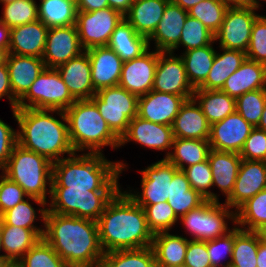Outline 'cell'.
<instances>
[{
  "mask_svg": "<svg viewBox=\"0 0 266 267\" xmlns=\"http://www.w3.org/2000/svg\"><path fill=\"white\" fill-rule=\"evenodd\" d=\"M43 239L69 267H100L97 221L46 211Z\"/></svg>",
  "mask_w": 266,
  "mask_h": 267,
  "instance_id": "obj_1",
  "label": "cell"
},
{
  "mask_svg": "<svg viewBox=\"0 0 266 267\" xmlns=\"http://www.w3.org/2000/svg\"><path fill=\"white\" fill-rule=\"evenodd\" d=\"M97 226L104 253L152 245L154 234L148 227L145 211L123 187L108 202Z\"/></svg>",
  "mask_w": 266,
  "mask_h": 267,
  "instance_id": "obj_2",
  "label": "cell"
},
{
  "mask_svg": "<svg viewBox=\"0 0 266 267\" xmlns=\"http://www.w3.org/2000/svg\"><path fill=\"white\" fill-rule=\"evenodd\" d=\"M11 112L18 125L17 143L23 148L44 156L52 163L75 153L64 111L23 108L12 109Z\"/></svg>",
  "mask_w": 266,
  "mask_h": 267,
  "instance_id": "obj_3",
  "label": "cell"
},
{
  "mask_svg": "<svg viewBox=\"0 0 266 267\" xmlns=\"http://www.w3.org/2000/svg\"><path fill=\"white\" fill-rule=\"evenodd\" d=\"M128 167L123 160L110 161L104 154L74 153L53 163L51 187L120 190V176Z\"/></svg>",
  "mask_w": 266,
  "mask_h": 267,
  "instance_id": "obj_4",
  "label": "cell"
},
{
  "mask_svg": "<svg viewBox=\"0 0 266 267\" xmlns=\"http://www.w3.org/2000/svg\"><path fill=\"white\" fill-rule=\"evenodd\" d=\"M69 138L75 153L103 154L105 147L119 149L120 139L112 132L91 99L76 100L65 111Z\"/></svg>",
  "mask_w": 266,
  "mask_h": 267,
  "instance_id": "obj_5",
  "label": "cell"
},
{
  "mask_svg": "<svg viewBox=\"0 0 266 267\" xmlns=\"http://www.w3.org/2000/svg\"><path fill=\"white\" fill-rule=\"evenodd\" d=\"M1 173L19 184L29 197L49 202L53 163L44 156L25 149L17 143Z\"/></svg>",
  "mask_w": 266,
  "mask_h": 267,
  "instance_id": "obj_6",
  "label": "cell"
},
{
  "mask_svg": "<svg viewBox=\"0 0 266 267\" xmlns=\"http://www.w3.org/2000/svg\"><path fill=\"white\" fill-rule=\"evenodd\" d=\"M179 221L185 235L191 236L190 240L206 242L225 236L235 228L236 211L224 202L206 200L198 208L181 216ZM228 223L233 225L229 227Z\"/></svg>",
  "mask_w": 266,
  "mask_h": 267,
  "instance_id": "obj_7",
  "label": "cell"
},
{
  "mask_svg": "<svg viewBox=\"0 0 266 267\" xmlns=\"http://www.w3.org/2000/svg\"><path fill=\"white\" fill-rule=\"evenodd\" d=\"M118 191L51 187L47 211L97 221Z\"/></svg>",
  "mask_w": 266,
  "mask_h": 267,
  "instance_id": "obj_8",
  "label": "cell"
},
{
  "mask_svg": "<svg viewBox=\"0 0 266 267\" xmlns=\"http://www.w3.org/2000/svg\"><path fill=\"white\" fill-rule=\"evenodd\" d=\"M138 99L119 85L102 88L91 98L119 139L126 133L130 121L138 115Z\"/></svg>",
  "mask_w": 266,
  "mask_h": 267,
  "instance_id": "obj_9",
  "label": "cell"
},
{
  "mask_svg": "<svg viewBox=\"0 0 266 267\" xmlns=\"http://www.w3.org/2000/svg\"><path fill=\"white\" fill-rule=\"evenodd\" d=\"M76 100L55 68H46L18 101L17 109H56L65 111Z\"/></svg>",
  "mask_w": 266,
  "mask_h": 267,
  "instance_id": "obj_10",
  "label": "cell"
},
{
  "mask_svg": "<svg viewBox=\"0 0 266 267\" xmlns=\"http://www.w3.org/2000/svg\"><path fill=\"white\" fill-rule=\"evenodd\" d=\"M137 171L141 175L139 190H142L127 187L124 191L138 205H154L167 201L170 196V182L178 169L166 158H162Z\"/></svg>",
  "mask_w": 266,
  "mask_h": 267,
  "instance_id": "obj_11",
  "label": "cell"
},
{
  "mask_svg": "<svg viewBox=\"0 0 266 267\" xmlns=\"http://www.w3.org/2000/svg\"><path fill=\"white\" fill-rule=\"evenodd\" d=\"M123 20L124 16L110 7L93 12L77 11L75 25L82 48L107 46L111 34Z\"/></svg>",
  "mask_w": 266,
  "mask_h": 267,
  "instance_id": "obj_12",
  "label": "cell"
},
{
  "mask_svg": "<svg viewBox=\"0 0 266 267\" xmlns=\"http://www.w3.org/2000/svg\"><path fill=\"white\" fill-rule=\"evenodd\" d=\"M258 10L250 7H231L225 12L220 29L215 33L218 47L247 51L253 23L260 15Z\"/></svg>",
  "mask_w": 266,
  "mask_h": 267,
  "instance_id": "obj_13",
  "label": "cell"
},
{
  "mask_svg": "<svg viewBox=\"0 0 266 267\" xmlns=\"http://www.w3.org/2000/svg\"><path fill=\"white\" fill-rule=\"evenodd\" d=\"M152 90L193 98L195 89L189 83L180 54L160 52Z\"/></svg>",
  "mask_w": 266,
  "mask_h": 267,
  "instance_id": "obj_14",
  "label": "cell"
},
{
  "mask_svg": "<svg viewBox=\"0 0 266 267\" xmlns=\"http://www.w3.org/2000/svg\"><path fill=\"white\" fill-rule=\"evenodd\" d=\"M172 126L154 123L135 116L129 123L126 133L120 138L119 148L128 143L139 144L140 147L164 152L166 158L173 143Z\"/></svg>",
  "mask_w": 266,
  "mask_h": 267,
  "instance_id": "obj_15",
  "label": "cell"
},
{
  "mask_svg": "<svg viewBox=\"0 0 266 267\" xmlns=\"http://www.w3.org/2000/svg\"><path fill=\"white\" fill-rule=\"evenodd\" d=\"M150 50L123 62L119 86L138 97L149 93L153 87L160 51Z\"/></svg>",
  "mask_w": 266,
  "mask_h": 267,
  "instance_id": "obj_16",
  "label": "cell"
},
{
  "mask_svg": "<svg viewBox=\"0 0 266 267\" xmlns=\"http://www.w3.org/2000/svg\"><path fill=\"white\" fill-rule=\"evenodd\" d=\"M84 51L76 25L52 27L48 29L42 59L46 68H56Z\"/></svg>",
  "mask_w": 266,
  "mask_h": 267,
  "instance_id": "obj_17",
  "label": "cell"
},
{
  "mask_svg": "<svg viewBox=\"0 0 266 267\" xmlns=\"http://www.w3.org/2000/svg\"><path fill=\"white\" fill-rule=\"evenodd\" d=\"M253 129L254 127L235 111L211 125L208 141L213 150L240 153Z\"/></svg>",
  "mask_w": 266,
  "mask_h": 267,
  "instance_id": "obj_18",
  "label": "cell"
},
{
  "mask_svg": "<svg viewBox=\"0 0 266 267\" xmlns=\"http://www.w3.org/2000/svg\"><path fill=\"white\" fill-rule=\"evenodd\" d=\"M266 189V162L242 159L231 195L224 200L235 211L248 199Z\"/></svg>",
  "mask_w": 266,
  "mask_h": 267,
  "instance_id": "obj_19",
  "label": "cell"
},
{
  "mask_svg": "<svg viewBox=\"0 0 266 267\" xmlns=\"http://www.w3.org/2000/svg\"><path fill=\"white\" fill-rule=\"evenodd\" d=\"M91 63V80L96 91L119 85L123 60L108 46L85 50Z\"/></svg>",
  "mask_w": 266,
  "mask_h": 267,
  "instance_id": "obj_20",
  "label": "cell"
},
{
  "mask_svg": "<svg viewBox=\"0 0 266 267\" xmlns=\"http://www.w3.org/2000/svg\"><path fill=\"white\" fill-rule=\"evenodd\" d=\"M185 100L183 96L151 90L139 97L137 116L147 121L172 126Z\"/></svg>",
  "mask_w": 266,
  "mask_h": 267,
  "instance_id": "obj_21",
  "label": "cell"
},
{
  "mask_svg": "<svg viewBox=\"0 0 266 267\" xmlns=\"http://www.w3.org/2000/svg\"><path fill=\"white\" fill-rule=\"evenodd\" d=\"M55 69L75 100L91 99L96 94L91 80V63L86 51Z\"/></svg>",
  "mask_w": 266,
  "mask_h": 267,
  "instance_id": "obj_22",
  "label": "cell"
},
{
  "mask_svg": "<svg viewBox=\"0 0 266 267\" xmlns=\"http://www.w3.org/2000/svg\"><path fill=\"white\" fill-rule=\"evenodd\" d=\"M187 16L188 11L170 0L156 30L148 38L149 48H152L151 45L154 44L153 49L160 52H170L179 43Z\"/></svg>",
  "mask_w": 266,
  "mask_h": 267,
  "instance_id": "obj_23",
  "label": "cell"
},
{
  "mask_svg": "<svg viewBox=\"0 0 266 267\" xmlns=\"http://www.w3.org/2000/svg\"><path fill=\"white\" fill-rule=\"evenodd\" d=\"M6 65L11 89L18 101L28 92L36 78L46 69L43 59L35 56L8 54Z\"/></svg>",
  "mask_w": 266,
  "mask_h": 267,
  "instance_id": "obj_24",
  "label": "cell"
},
{
  "mask_svg": "<svg viewBox=\"0 0 266 267\" xmlns=\"http://www.w3.org/2000/svg\"><path fill=\"white\" fill-rule=\"evenodd\" d=\"M210 123L194 98L185 100L172 123L173 137L209 140Z\"/></svg>",
  "mask_w": 266,
  "mask_h": 267,
  "instance_id": "obj_25",
  "label": "cell"
},
{
  "mask_svg": "<svg viewBox=\"0 0 266 267\" xmlns=\"http://www.w3.org/2000/svg\"><path fill=\"white\" fill-rule=\"evenodd\" d=\"M48 29L40 20L12 28L8 54L42 58Z\"/></svg>",
  "mask_w": 266,
  "mask_h": 267,
  "instance_id": "obj_26",
  "label": "cell"
},
{
  "mask_svg": "<svg viewBox=\"0 0 266 267\" xmlns=\"http://www.w3.org/2000/svg\"><path fill=\"white\" fill-rule=\"evenodd\" d=\"M266 88V65L247 59L231 74L221 91L230 97L239 96L253 90Z\"/></svg>",
  "mask_w": 266,
  "mask_h": 267,
  "instance_id": "obj_27",
  "label": "cell"
},
{
  "mask_svg": "<svg viewBox=\"0 0 266 267\" xmlns=\"http://www.w3.org/2000/svg\"><path fill=\"white\" fill-rule=\"evenodd\" d=\"M208 161L212 171V188H218L226 200L234 188L242 158L239 153L211 149Z\"/></svg>",
  "mask_w": 266,
  "mask_h": 267,
  "instance_id": "obj_28",
  "label": "cell"
},
{
  "mask_svg": "<svg viewBox=\"0 0 266 267\" xmlns=\"http://www.w3.org/2000/svg\"><path fill=\"white\" fill-rule=\"evenodd\" d=\"M170 0H136L133 1L124 19L135 31L149 38L156 30Z\"/></svg>",
  "mask_w": 266,
  "mask_h": 267,
  "instance_id": "obj_29",
  "label": "cell"
},
{
  "mask_svg": "<svg viewBox=\"0 0 266 267\" xmlns=\"http://www.w3.org/2000/svg\"><path fill=\"white\" fill-rule=\"evenodd\" d=\"M32 203L37 204V206L39 207L35 208V205H33ZM46 211L47 203L45 201L36 197H28L24 201L18 203L15 207L4 212L0 216V219L6 225L31 229L42 239L44 235V221ZM39 220L41 223L43 222L41 226L35 224Z\"/></svg>",
  "mask_w": 266,
  "mask_h": 267,
  "instance_id": "obj_30",
  "label": "cell"
},
{
  "mask_svg": "<svg viewBox=\"0 0 266 267\" xmlns=\"http://www.w3.org/2000/svg\"><path fill=\"white\" fill-rule=\"evenodd\" d=\"M189 237L168 232L154 234L152 249L155 255L156 266L184 265L185 254Z\"/></svg>",
  "mask_w": 266,
  "mask_h": 267,
  "instance_id": "obj_31",
  "label": "cell"
},
{
  "mask_svg": "<svg viewBox=\"0 0 266 267\" xmlns=\"http://www.w3.org/2000/svg\"><path fill=\"white\" fill-rule=\"evenodd\" d=\"M246 58V52L219 47L206 80L196 89L221 90L227 78L239 69Z\"/></svg>",
  "mask_w": 266,
  "mask_h": 267,
  "instance_id": "obj_32",
  "label": "cell"
},
{
  "mask_svg": "<svg viewBox=\"0 0 266 267\" xmlns=\"http://www.w3.org/2000/svg\"><path fill=\"white\" fill-rule=\"evenodd\" d=\"M107 46L123 61L137 58L149 49L148 38L138 34L125 19L115 28Z\"/></svg>",
  "mask_w": 266,
  "mask_h": 267,
  "instance_id": "obj_33",
  "label": "cell"
},
{
  "mask_svg": "<svg viewBox=\"0 0 266 267\" xmlns=\"http://www.w3.org/2000/svg\"><path fill=\"white\" fill-rule=\"evenodd\" d=\"M2 249L7 262H18L41 238L31 229L6 225L1 220Z\"/></svg>",
  "mask_w": 266,
  "mask_h": 267,
  "instance_id": "obj_34",
  "label": "cell"
},
{
  "mask_svg": "<svg viewBox=\"0 0 266 267\" xmlns=\"http://www.w3.org/2000/svg\"><path fill=\"white\" fill-rule=\"evenodd\" d=\"M211 146L208 140L173 138L170 154L166 159L178 170L208 159Z\"/></svg>",
  "mask_w": 266,
  "mask_h": 267,
  "instance_id": "obj_35",
  "label": "cell"
},
{
  "mask_svg": "<svg viewBox=\"0 0 266 267\" xmlns=\"http://www.w3.org/2000/svg\"><path fill=\"white\" fill-rule=\"evenodd\" d=\"M193 98L202 108L210 125L220 122L236 111V99L221 90L195 89Z\"/></svg>",
  "mask_w": 266,
  "mask_h": 267,
  "instance_id": "obj_36",
  "label": "cell"
},
{
  "mask_svg": "<svg viewBox=\"0 0 266 267\" xmlns=\"http://www.w3.org/2000/svg\"><path fill=\"white\" fill-rule=\"evenodd\" d=\"M215 41L200 48L190 49L181 52L180 56L183 59L186 75L189 83L194 89L198 88L207 78L212 67L216 49L214 48Z\"/></svg>",
  "mask_w": 266,
  "mask_h": 267,
  "instance_id": "obj_37",
  "label": "cell"
},
{
  "mask_svg": "<svg viewBox=\"0 0 266 267\" xmlns=\"http://www.w3.org/2000/svg\"><path fill=\"white\" fill-rule=\"evenodd\" d=\"M39 2L38 20L48 28L76 24V0H40Z\"/></svg>",
  "mask_w": 266,
  "mask_h": 267,
  "instance_id": "obj_38",
  "label": "cell"
},
{
  "mask_svg": "<svg viewBox=\"0 0 266 267\" xmlns=\"http://www.w3.org/2000/svg\"><path fill=\"white\" fill-rule=\"evenodd\" d=\"M266 225V189L248 199L236 210V226L257 232Z\"/></svg>",
  "mask_w": 266,
  "mask_h": 267,
  "instance_id": "obj_39",
  "label": "cell"
},
{
  "mask_svg": "<svg viewBox=\"0 0 266 267\" xmlns=\"http://www.w3.org/2000/svg\"><path fill=\"white\" fill-rule=\"evenodd\" d=\"M259 234L235 226L231 265L233 267H257Z\"/></svg>",
  "mask_w": 266,
  "mask_h": 267,
  "instance_id": "obj_40",
  "label": "cell"
},
{
  "mask_svg": "<svg viewBox=\"0 0 266 267\" xmlns=\"http://www.w3.org/2000/svg\"><path fill=\"white\" fill-rule=\"evenodd\" d=\"M100 267H156L151 246L104 253Z\"/></svg>",
  "mask_w": 266,
  "mask_h": 267,
  "instance_id": "obj_41",
  "label": "cell"
},
{
  "mask_svg": "<svg viewBox=\"0 0 266 267\" xmlns=\"http://www.w3.org/2000/svg\"><path fill=\"white\" fill-rule=\"evenodd\" d=\"M215 41V34L204 26L198 19L187 16L182 29L179 43L170 51L175 52L182 47L183 52L210 45Z\"/></svg>",
  "mask_w": 266,
  "mask_h": 267,
  "instance_id": "obj_42",
  "label": "cell"
},
{
  "mask_svg": "<svg viewBox=\"0 0 266 267\" xmlns=\"http://www.w3.org/2000/svg\"><path fill=\"white\" fill-rule=\"evenodd\" d=\"M36 0H17L8 4H1L0 22L10 29L38 20Z\"/></svg>",
  "mask_w": 266,
  "mask_h": 267,
  "instance_id": "obj_43",
  "label": "cell"
},
{
  "mask_svg": "<svg viewBox=\"0 0 266 267\" xmlns=\"http://www.w3.org/2000/svg\"><path fill=\"white\" fill-rule=\"evenodd\" d=\"M19 267H69L43 238L18 261Z\"/></svg>",
  "mask_w": 266,
  "mask_h": 267,
  "instance_id": "obj_44",
  "label": "cell"
},
{
  "mask_svg": "<svg viewBox=\"0 0 266 267\" xmlns=\"http://www.w3.org/2000/svg\"><path fill=\"white\" fill-rule=\"evenodd\" d=\"M188 181L190 182L191 188L196 190L206 200L220 202V195L212 190V171L208 159L186 167L182 170ZM213 191V192H212Z\"/></svg>",
  "mask_w": 266,
  "mask_h": 267,
  "instance_id": "obj_45",
  "label": "cell"
},
{
  "mask_svg": "<svg viewBox=\"0 0 266 267\" xmlns=\"http://www.w3.org/2000/svg\"><path fill=\"white\" fill-rule=\"evenodd\" d=\"M228 7L229 5L221 0H202L188 11V15L198 19L215 34L220 29Z\"/></svg>",
  "mask_w": 266,
  "mask_h": 267,
  "instance_id": "obj_46",
  "label": "cell"
},
{
  "mask_svg": "<svg viewBox=\"0 0 266 267\" xmlns=\"http://www.w3.org/2000/svg\"><path fill=\"white\" fill-rule=\"evenodd\" d=\"M140 206L145 211L148 227L153 234L171 231L179 223V218L167 201Z\"/></svg>",
  "mask_w": 266,
  "mask_h": 267,
  "instance_id": "obj_47",
  "label": "cell"
},
{
  "mask_svg": "<svg viewBox=\"0 0 266 267\" xmlns=\"http://www.w3.org/2000/svg\"><path fill=\"white\" fill-rule=\"evenodd\" d=\"M266 104V88L249 91L236 98L238 112L253 127H258Z\"/></svg>",
  "mask_w": 266,
  "mask_h": 267,
  "instance_id": "obj_48",
  "label": "cell"
},
{
  "mask_svg": "<svg viewBox=\"0 0 266 267\" xmlns=\"http://www.w3.org/2000/svg\"><path fill=\"white\" fill-rule=\"evenodd\" d=\"M247 59L266 65V16L259 15L253 23Z\"/></svg>",
  "mask_w": 266,
  "mask_h": 267,
  "instance_id": "obj_49",
  "label": "cell"
},
{
  "mask_svg": "<svg viewBox=\"0 0 266 267\" xmlns=\"http://www.w3.org/2000/svg\"><path fill=\"white\" fill-rule=\"evenodd\" d=\"M234 245V229L225 236L207 241V251L212 267H228L231 265ZM226 261V262H225Z\"/></svg>",
  "mask_w": 266,
  "mask_h": 267,
  "instance_id": "obj_50",
  "label": "cell"
},
{
  "mask_svg": "<svg viewBox=\"0 0 266 267\" xmlns=\"http://www.w3.org/2000/svg\"><path fill=\"white\" fill-rule=\"evenodd\" d=\"M28 197L19 184L0 173V216Z\"/></svg>",
  "mask_w": 266,
  "mask_h": 267,
  "instance_id": "obj_51",
  "label": "cell"
},
{
  "mask_svg": "<svg viewBox=\"0 0 266 267\" xmlns=\"http://www.w3.org/2000/svg\"><path fill=\"white\" fill-rule=\"evenodd\" d=\"M245 160L266 162V131L254 127L239 153Z\"/></svg>",
  "mask_w": 266,
  "mask_h": 267,
  "instance_id": "obj_52",
  "label": "cell"
},
{
  "mask_svg": "<svg viewBox=\"0 0 266 267\" xmlns=\"http://www.w3.org/2000/svg\"><path fill=\"white\" fill-rule=\"evenodd\" d=\"M206 201L196 190L191 188L189 195L168 196L167 202L178 218L190 210L198 208Z\"/></svg>",
  "mask_w": 266,
  "mask_h": 267,
  "instance_id": "obj_53",
  "label": "cell"
},
{
  "mask_svg": "<svg viewBox=\"0 0 266 267\" xmlns=\"http://www.w3.org/2000/svg\"><path fill=\"white\" fill-rule=\"evenodd\" d=\"M184 265L187 267H212L207 251V241H188Z\"/></svg>",
  "mask_w": 266,
  "mask_h": 267,
  "instance_id": "obj_54",
  "label": "cell"
},
{
  "mask_svg": "<svg viewBox=\"0 0 266 267\" xmlns=\"http://www.w3.org/2000/svg\"><path fill=\"white\" fill-rule=\"evenodd\" d=\"M17 144V130L0 118V169H2Z\"/></svg>",
  "mask_w": 266,
  "mask_h": 267,
  "instance_id": "obj_55",
  "label": "cell"
},
{
  "mask_svg": "<svg viewBox=\"0 0 266 267\" xmlns=\"http://www.w3.org/2000/svg\"><path fill=\"white\" fill-rule=\"evenodd\" d=\"M3 98L8 99L11 110L17 109L18 100L14 97L10 86L9 73L6 63L0 64V100Z\"/></svg>",
  "mask_w": 266,
  "mask_h": 267,
  "instance_id": "obj_56",
  "label": "cell"
},
{
  "mask_svg": "<svg viewBox=\"0 0 266 267\" xmlns=\"http://www.w3.org/2000/svg\"><path fill=\"white\" fill-rule=\"evenodd\" d=\"M190 182L182 170H178L170 182V196L189 195Z\"/></svg>",
  "mask_w": 266,
  "mask_h": 267,
  "instance_id": "obj_57",
  "label": "cell"
},
{
  "mask_svg": "<svg viewBox=\"0 0 266 267\" xmlns=\"http://www.w3.org/2000/svg\"><path fill=\"white\" fill-rule=\"evenodd\" d=\"M77 11L93 12L109 7L108 0H76Z\"/></svg>",
  "mask_w": 266,
  "mask_h": 267,
  "instance_id": "obj_58",
  "label": "cell"
},
{
  "mask_svg": "<svg viewBox=\"0 0 266 267\" xmlns=\"http://www.w3.org/2000/svg\"><path fill=\"white\" fill-rule=\"evenodd\" d=\"M132 3V0H108L109 7L120 12L123 16L129 12Z\"/></svg>",
  "mask_w": 266,
  "mask_h": 267,
  "instance_id": "obj_59",
  "label": "cell"
},
{
  "mask_svg": "<svg viewBox=\"0 0 266 267\" xmlns=\"http://www.w3.org/2000/svg\"><path fill=\"white\" fill-rule=\"evenodd\" d=\"M10 28L0 22V48L7 52L10 47Z\"/></svg>",
  "mask_w": 266,
  "mask_h": 267,
  "instance_id": "obj_60",
  "label": "cell"
},
{
  "mask_svg": "<svg viewBox=\"0 0 266 267\" xmlns=\"http://www.w3.org/2000/svg\"><path fill=\"white\" fill-rule=\"evenodd\" d=\"M257 267H266V242L262 241L260 236L257 250Z\"/></svg>",
  "mask_w": 266,
  "mask_h": 267,
  "instance_id": "obj_61",
  "label": "cell"
},
{
  "mask_svg": "<svg viewBox=\"0 0 266 267\" xmlns=\"http://www.w3.org/2000/svg\"><path fill=\"white\" fill-rule=\"evenodd\" d=\"M175 4L179 5L182 9L189 11L192 7L197 5L202 0H172Z\"/></svg>",
  "mask_w": 266,
  "mask_h": 267,
  "instance_id": "obj_62",
  "label": "cell"
},
{
  "mask_svg": "<svg viewBox=\"0 0 266 267\" xmlns=\"http://www.w3.org/2000/svg\"><path fill=\"white\" fill-rule=\"evenodd\" d=\"M232 7H250L255 9V0H232Z\"/></svg>",
  "mask_w": 266,
  "mask_h": 267,
  "instance_id": "obj_63",
  "label": "cell"
},
{
  "mask_svg": "<svg viewBox=\"0 0 266 267\" xmlns=\"http://www.w3.org/2000/svg\"><path fill=\"white\" fill-rule=\"evenodd\" d=\"M257 128L266 131V104L264 106L263 113L261 115V119Z\"/></svg>",
  "mask_w": 266,
  "mask_h": 267,
  "instance_id": "obj_64",
  "label": "cell"
},
{
  "mask_svg": "<svg viewBox=\"0 0 266 267\" xmlns=\"http://www.w3.org/2000/svg\"><path fill=\"white\" fill-rule=\"evenodd\" d=\"M8 52L5 49L0 48V64L6 63Z\"/></svg>",
  "mask_w": 266,
  "mask_h": 267,
  "instance_id": "obj_65",
  "label": "cell"
},
{
  "mask_svg": "<svg viewBox=\"0 0 266 267\" xmlns=\"http://www.w3.org/2000/svg\"><path fill=\"white\" fill-rule=\"evenodd\" d=\"M257 232L260 236V239L262 241L266 242V225H264L262 228H260Z\"/></svg>",
  "mask_w": 266,
  "mask_h": 267,
  "instance_id": "obj_66",
  "label": "cell"
},
{
  "mask_svg": "<svg viewBox=\"0 0 266 267\" xmlns=\"http://www.w3.org/2000/svg\"><path fill=\"white\" fill-rule=\"evenodd\" d=\"M1 252H3V249H2V231H1V219H0V258H4V254Z\"/></svg>",
  "mask_w": 266,
  "mask_h": 267,
  "instance_id": "obj_67",
  "label": "cell"
},
{
  "mask_svg": "<svg viewBox=\"0 0 266 267\" xmlns=\"http://www.w3.org/2000/svg\"><path fill=\"white\" fill-rule=\"evenodd\" d=\"M2 267H19L18 262H6Z\"/></svg>",
  "mask_w": 266,
  "mask_h": 267,
  "instance_id": "obj_68",
  "label": "cell"
},
{
  "mask_svg": "<svg viewBox=\"0 0 266 267\" xmlns=\"http://www.w3.org/2000/svg\"><path fill=\"white\" fill-rule=\"evenodd\" d=\"M261 1H263V3H266V0H255V9L256 10H260L262 8V4L260 3Z\"/></svg>",
  "mask_w": 266,
  "mask_h": 267,
  "instance_id": "obj_69",
  "label": "cell"
},
{
  "mask_svg": "<svg viewBox=\"0 0 266 267\" xmlns=\"http://www.w3.org/2000/svg\"><path fill=\"white\" fill-rule=\"evenodd\" d=\"M14 1H17V0H0V3L1 4H8V3H12Z\"/></svg>",
  "mask_w": 266,
  "mask_h": 267,
  "instance_id": "obj_70",
  "label": "cell"
},
{
  "mask_svg": "<svg viewBox=\"0 0 266 267\" xmlns=\"http://www.w3.org/2000/svg\"><path fill=\"white\" fill-rule=\"evenodd\" d=\"M7 261L4 258H0V267H2Z\"/></svg>",
  "mask_w": 266,
  "mask_h": 267,
  "instance_id": "obj_71",
  "label": "cell"
},
{
  "mask_svg": "<svg viewBox=\"0 0 266 267\" xmlns=\"http://www.w3.org/2000/svg\"><path fill=\"white\" fill-rule=\"evenodd\" d=\"M221 1L227 3L229 6L232 7V0H221Z\"/></svg>",
  "mask_w": 266,
  "mask_h": 267,
  "instance_id": "obj_72",
  "label": "cell"
},
{
  "mask_svg": "<svg viewBox=\"0 0 266 267\" xmlns=\"http://www.w3.org/2000/svg\"><path fill=\"white\" fill-rule=\"evenodd\" d=\"M156 267H166V266H156ZM172 267H187L186 265L172 266Z\"/></svg>",
  "mask_w": 266,
  "mask_h": 267,
  "instance_id": "obj_73",
  "label": "cell"
}]
</instances>
